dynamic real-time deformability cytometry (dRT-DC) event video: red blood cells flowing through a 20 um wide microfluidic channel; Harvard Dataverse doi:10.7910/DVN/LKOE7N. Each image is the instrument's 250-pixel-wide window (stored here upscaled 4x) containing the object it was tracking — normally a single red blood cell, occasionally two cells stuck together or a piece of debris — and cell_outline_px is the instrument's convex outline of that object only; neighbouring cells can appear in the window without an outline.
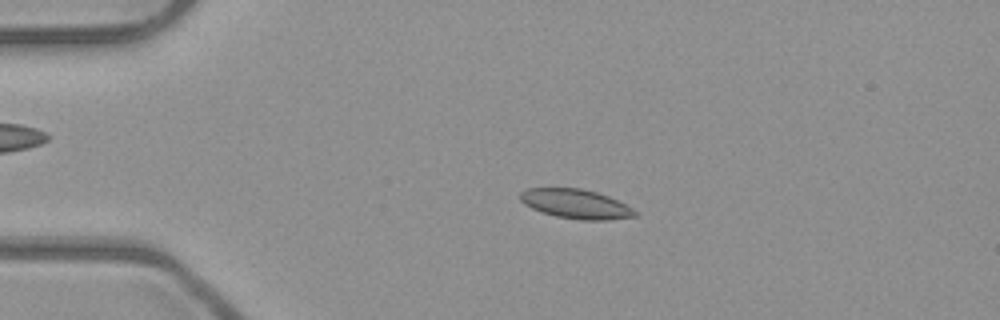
{"species": "common noctule bat (a hibernating species)", "species_latin": "Nyctalus noctula", "temperature_condition": "room temperature", "stored_images_in_passage": 51, "camera_frame_rate_fps": 3000, "um_per_image_px": 0.085, "animal": {"sex": "male", "body_mass_g": 23.1, "forearm_length_mm": 52.7}, "frame": {"image": 1, "passage_image": 10, "time_ms": 3.0, "image_size_px": [1000, 320], "cell_outline_px": [[640, 212], [636, 216], [608, 220], [580, 220], [556, 216], [540, 212], [524, 204], [520, 200], [520, 192], [528, 188], [580, 188], [596, 192], [608, 196]], "centroid_in_image_um": [48.94, 17.34], "position_along_channel_um": 36.1, "area_um2": 19.65}}
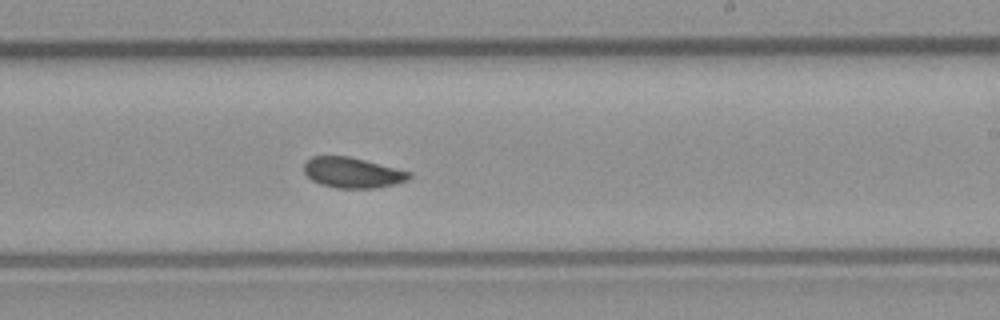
{"frame": {"image": 2, "passage_image": 30, "time_ms": 9.667, "image_size_px": [1000, 320], "cell_outline_px": [[412, 176], [408, 180], [396, 184], [376, 188], [336, 188], [320, 184], [312, 180], [304, 172], [304, 160], [312, 156], [348, 156], [412, 172]], "centroid_in_image_um": [29.95, 14.68], "position_along_channel_um": 259.0, "area_um2": 18.79}}
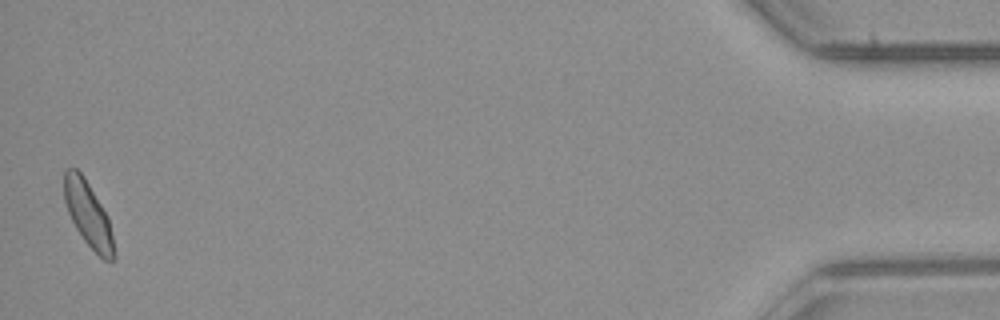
{"frame": {"image": 3, "passage_image": 50, "time_ms": 16.333, "image_size_px": [1000, 320], "cell_outline_px": [[116, 256], [112, 260], [104, 260], [84, 240], [76, 228], [68, 212], [64, 200], [64, 168], [76, 168], [84, 176], [108, 216]], "centroid_in_image_um": [7.49, 18.19], "position_along_channel_um": 427.7, "area_um2": 18.67}, "authors_computed_cell_mechanics": {"area_um2": 18.9584, "velocity_mm_per_s": 3.9664, "shape_relaxation_time_tau1_ms": 6.3903, "shape_relaxation_time_tau2_ms": 4.2103, "deformation_change_tau1": 0.0983, "deformation_change_tau2": 0.0908}}